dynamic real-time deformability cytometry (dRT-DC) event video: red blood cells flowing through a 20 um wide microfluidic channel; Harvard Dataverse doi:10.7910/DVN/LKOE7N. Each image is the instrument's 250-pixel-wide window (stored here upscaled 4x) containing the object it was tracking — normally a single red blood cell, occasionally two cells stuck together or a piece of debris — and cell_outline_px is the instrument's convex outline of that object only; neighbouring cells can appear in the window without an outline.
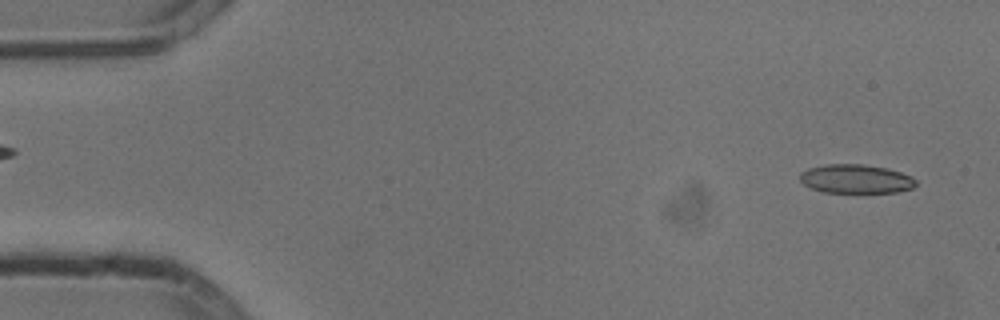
{"species": "common noctule bat (a hibernating species)", "species_latin": "Nyctalus noctula", "temperature_condition": "cold", "stored_images_in_passage": 50, "camera_frame_rate_fps": 3000, "um_per_image_px": 0.085, "animal": {"sex": "male", "body_mass_g": 13.3}, "frame": {"image": 1, "passage_image": 2, "time_ms": 0.333, "image_size_px": [1000, 320], "cell_outline_px": [[916, 184], [912, 188], [896, 192], [824, 192], [812, 188], [804, 184], [800, 180], [800, 172], [808, 168], [824, 164], [864, 164], [888, 168], [912, 176], [916, 180]], "centroid_in_image_um": [72.75, 15.19], "position_along_channel_um": 12.3, "area_um2": 19.54}}
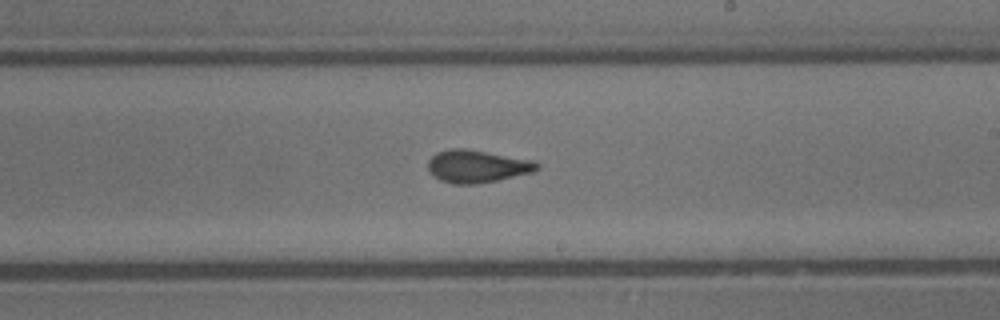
{"frame": {"image": 2, "passage_image": 30, "time_ms": 9.667, "image_size_px": [1000, 320], "cell_outline_px": [[540, 168], [532, 172], [496, 180], [476, 184], [452, 184], [440, 180], [428, 172], [428, 160], [436, 152], [448, 148], [468, 148], [532, 160], [540, 164]], "centroid_in_image_um": [40.51, 14.12], "position_along_channel_um": 248.5, "area_um2": 20.87}}
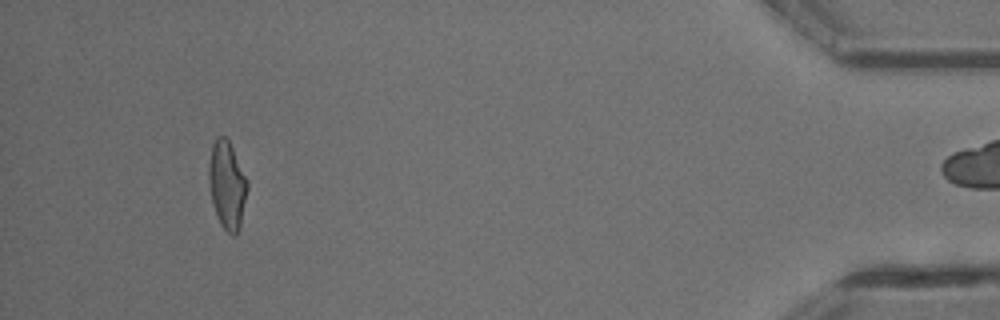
{"frame": {"image": 3, "passage_image": 49, "time_ms": 16.0, "image_size_px": [1000, 320], "cell_outline_px": [[248, 188], [240, 228], [236, 236], [232, 236], [220, 224], [212, 204], [208, 180], [208, 164], [212, 144], [216, 136], [224, 136], [228, 140], [248, 180]], "centroid_in_image_um": [19.29, 15.74], "position_along_channel_um": 415.9, "area_um2": 19.94}}